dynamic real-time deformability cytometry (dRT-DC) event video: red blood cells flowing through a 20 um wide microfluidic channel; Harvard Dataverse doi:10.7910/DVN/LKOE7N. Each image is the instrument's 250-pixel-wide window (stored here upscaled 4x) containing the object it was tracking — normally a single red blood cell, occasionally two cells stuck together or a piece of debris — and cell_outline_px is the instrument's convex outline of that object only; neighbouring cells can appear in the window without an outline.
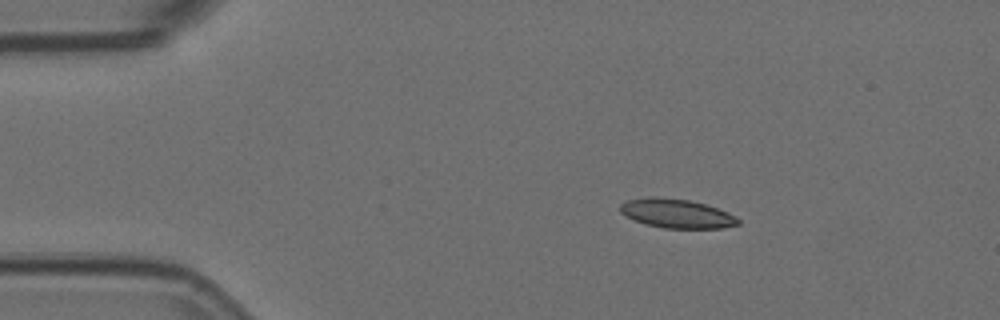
{"species": "Egyptian fruit bat (a non-hibernating species)", "species_latin": "Rousettus aegyptiacus", "temperature_condition": "room temperature", "stored_images_in_passage": 3, "camera_frame_rate_fps": 3000, "um_per_image_px": 0.085, "animal": {"sex": "female"}, "frame": {"image": 1, "passage_image": 1, "time_ms": 0.0, "image_size_px": [1000, 320], "cell_outline_px": [[740, 224], [724, 228], [664, 228], [644, 224], [620, 212], [620, 204], [628, 200], [648, 196], [656, 196], [688, 200], [704, 204], [728, 212], [736, 216], [740, 220]], "centroid_in_image_um": [57.53, 18.15], "position_along_channel_um": 27.5, "area_um2": 19.94}}